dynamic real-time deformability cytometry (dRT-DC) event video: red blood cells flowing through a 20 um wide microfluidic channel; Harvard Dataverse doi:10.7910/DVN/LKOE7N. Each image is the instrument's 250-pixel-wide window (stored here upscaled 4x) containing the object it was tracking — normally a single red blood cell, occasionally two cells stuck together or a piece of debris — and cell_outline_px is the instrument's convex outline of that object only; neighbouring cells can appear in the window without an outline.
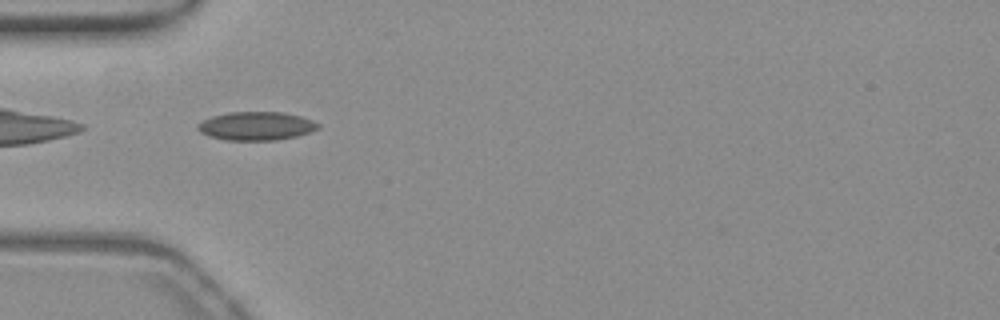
{"species": "common noctule bat (a hibernating species)", "species_latin": "Nyctalus noctula", "temperature_condition": "warm", "stored_images_in_passage": 38, "camera_frame_rate_fps": 3000, "um_per_image_px": 0.085, "animal": {"sex": "female", "body_mass_g": 19.3, "forearm_length_mm": 54.1}, "frame": {"image": 1, "passage_image": 1, "time_ms": 0.0, "image_size_px": [1000, 320], "cell_outline_px": [[320, 128], [296, 136], [276, 140], [224, 140], [200, 132], [196, 128], [196, 124], [212, 116], [228, 112], [284, 112], [300, 116], [312, 120], [320, 124]], "centroid_in_image_um": [21.78, 10.7], "position_along_channel_um": 63.2, "area_um2": 19.94}}
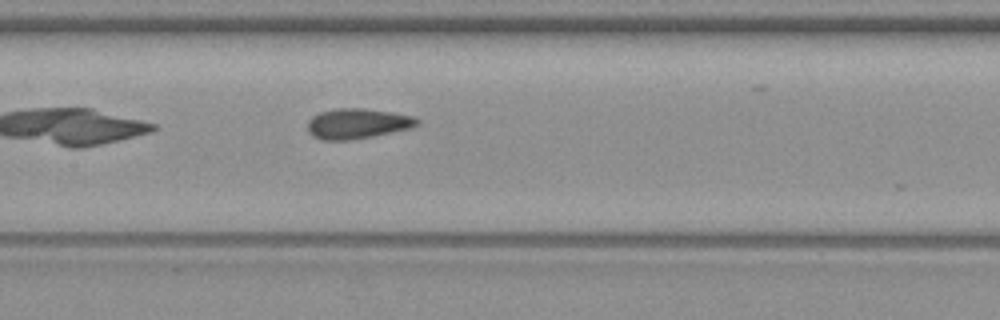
{"frame": {"image": 2, "passage_image": 10, "time_ms": 3.0, "image_size_px": [1000, 320], "cell_outline_px": [[420, 124], [412, 128], [352, 140], [324, 140], [312, 136], [308, 132], [308, 120], [312, 116], [320, 112], [336, 108], [364, 108], [392, 112], [416, 116], [420, 120]], "centroid_in_image_um": [30.41, 10.5], "position_along_channel_um": 177.0, "area_um2": 19.54}}
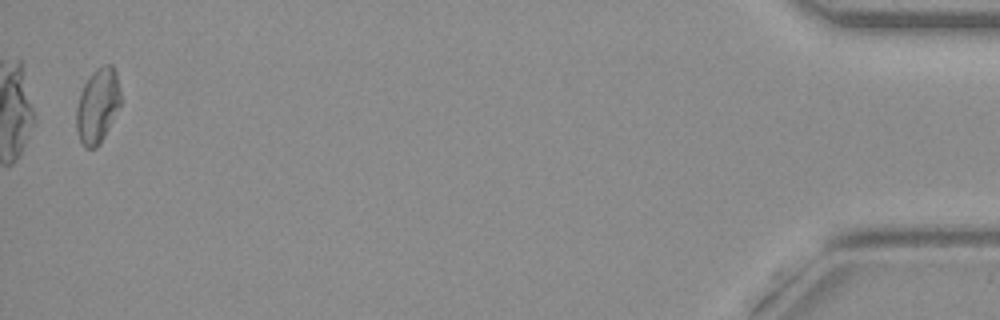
{"frame": {"image": 3, "passage_image": 37, "time_ms": 12.0, "image_size_px": [1000, 320], "cell_outline_px": [[120, 104], [100, 144], [96, 148], [84, 148], [76, 132], [76, 108], [80, 92], [84, 84], [92, 72], [96, 68], [104, 64], [112, 64], [116, 72], [120, 88]], "centroid_in_image_um": [8.28, 8.97], "position_along_channel_um": 426.9, "area_um2": 19.31}, "authors_computed_cell_mechanics": {"area_um2": 19.074, "velocity_mm_per_s": 3.8188, "shape_relaxation_time_tau1_ms": null, "shape_relaxation_time_tau2_ms": 1.2004, "deformation_change_tau1": null, "deformation_change_tau2": 0.0816}}